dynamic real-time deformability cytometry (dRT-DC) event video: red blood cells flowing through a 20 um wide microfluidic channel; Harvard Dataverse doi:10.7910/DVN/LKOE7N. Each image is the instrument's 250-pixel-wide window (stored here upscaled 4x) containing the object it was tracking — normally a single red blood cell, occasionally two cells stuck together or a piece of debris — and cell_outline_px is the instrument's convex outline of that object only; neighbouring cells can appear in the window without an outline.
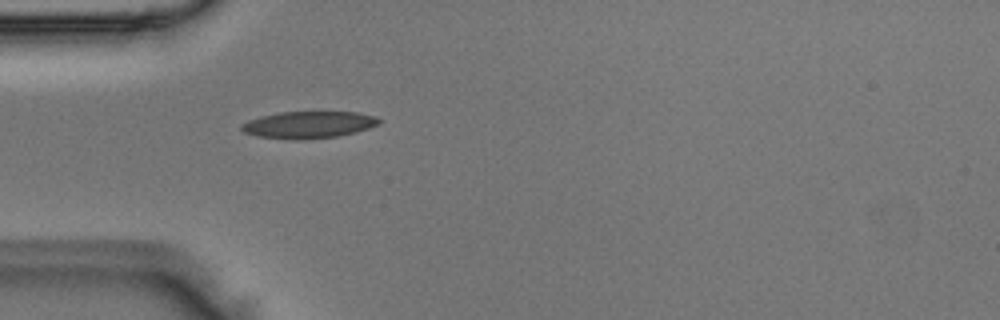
{"species": "Egyptian fruit bat (a non-hibernating species)", "species_latin": "Rousettus aegyptiacus", "temperature_condition": "room temperature", "stored_images_in_passage": 3, "camera_frame_rate_fps": 3000, "um_per_image_px": 0.085, "animal": {"sex": "male"}, "frame": {"image": 1, "passage_image": 3, "time_ms": 0.667, "image_size_px": [1000, 320], "cell_outline_px": [[380, 124], [356, 132], [336, 136], [296, 140], [256, 136], [244, 132], [240, 128], [248, 120], [260, 116], [280, 112], [356, 112], [376, 116], [380, 120]], "centroid_in_image_um": [26.23, 10.6], "position_along_channel_um": 58.8, "area_um2": 21.44}}